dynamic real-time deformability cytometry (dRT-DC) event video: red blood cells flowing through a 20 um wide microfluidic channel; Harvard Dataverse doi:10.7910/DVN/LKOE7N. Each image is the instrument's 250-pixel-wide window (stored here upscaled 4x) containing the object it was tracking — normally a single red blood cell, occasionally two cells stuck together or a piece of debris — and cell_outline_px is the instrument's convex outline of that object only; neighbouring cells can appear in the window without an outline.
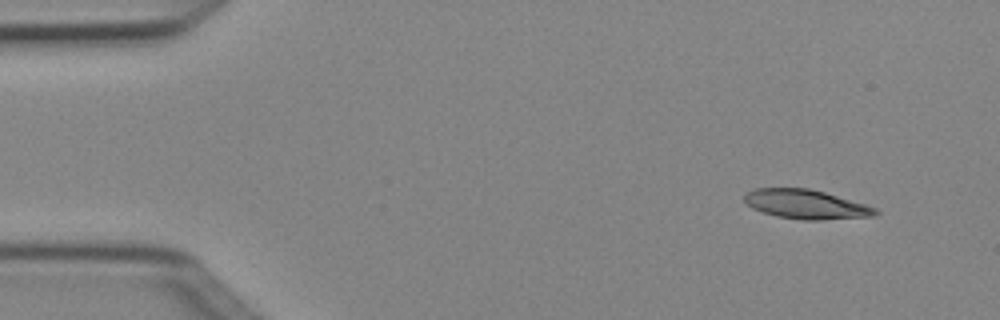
{"species": "Egyptian fruit bat (a non-hibernating species)", "species_latin": "Rousettus aegyptiacus", "temperature_condition": "cold", "stored_images_in_passage": 3, "camera_frame_rate_fps": 3000, "um_per_image_px": 0.085, "animal": {"sex": "female"}, "frame": {"image": 1, "passage_image": 1, "time_ms": 0.0, "image_size_px": [1000, 320], "cell_outline_px": [[880, 212], [876, 216], [824, 220], [804, 220], [776, 216], [752, 208], [744, 200], [744, 192], [756, 188], [808, 188], [824, 192], [864, 204], [876, 208]], "centroid_in_image_um": [68.51, 17.37], "position_along_channel_um": 16.5, "area_um2": 22.31}}
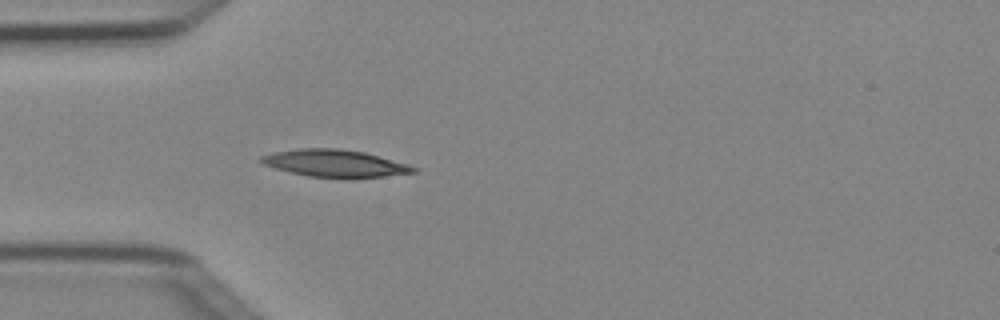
{"frame": {"image": 2, "passage_image": 3, "time_ms": 0.667, "image_size_px": [1000, 320], "cell_outline_px": [[416, 172], [384, 176], [348, 180], [308, 176], [276, 168], [264, 164], [260, 160], [260, 156], [272, 152], [300, 148], [336, 148], [364, 152], [408, 164], [416, 168]], "centroid_in_image_um": [28.47, 13.9], "position_along_channel_um": 56.5, "area_um2": 24.45}}